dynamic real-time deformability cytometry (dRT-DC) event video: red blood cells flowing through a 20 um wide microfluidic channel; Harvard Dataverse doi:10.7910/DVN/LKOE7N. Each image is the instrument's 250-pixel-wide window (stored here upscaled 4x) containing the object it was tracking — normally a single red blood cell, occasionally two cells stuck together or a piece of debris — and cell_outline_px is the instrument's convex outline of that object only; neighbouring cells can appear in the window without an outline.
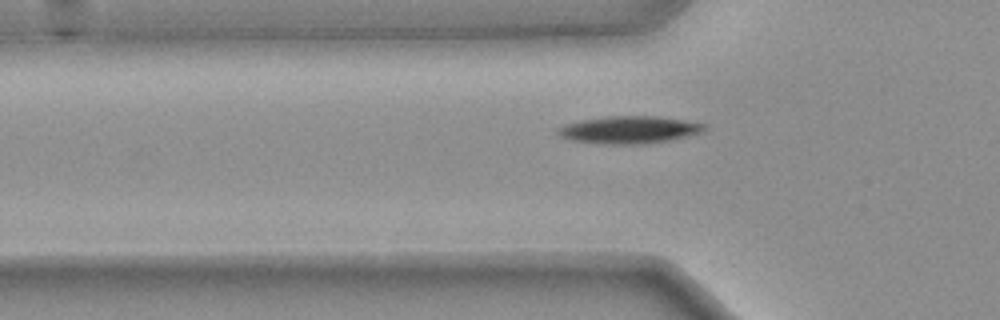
{"species": "common noctule bat (a hibernating species)", "species_latin": "Nyctalus noctula", "temperature_condition": "warm", "stored_images_in_passage": 34, "camera_frame_rate_fps": 3000, "um_per_image_px": 0.085, "animal": {"sex": "female", "body_mass_g": 25.1}, "frame": {"image": 1, "passage_image": 3, "time_ms": 0.667, "image_size_px": [1000, 320], "cell_outline_px": [[708, 128], [700, 132], [688, 136], [668, 140], [640, 144], [604, 144], [572, 140], [560, 136], [556, 132], [556, 128], [564, 124], [580, 120], [604, 116], [656, 116], [684, 120], [708, 124]], "centroid_in_image_um": [53.46, 11.02], "position_along_channel_um": 72.3, "area_um2": 23.47}}
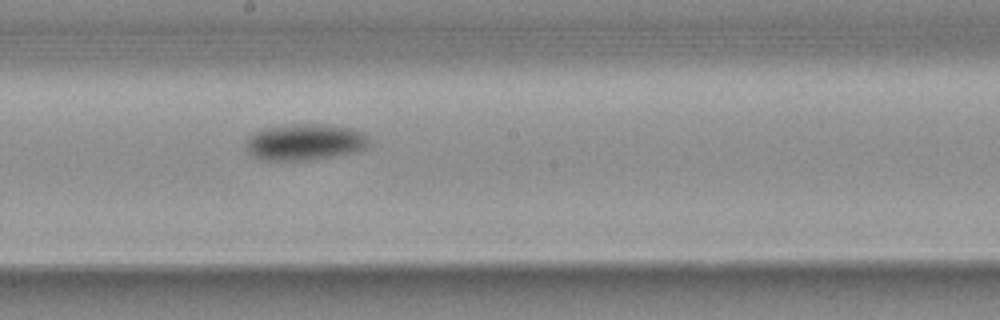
{"frame": {"image": 2, "passage_image": 15, "time_ms": 4.667, "image_size_px": [1000, 320], "cell_outline_px": [[372, 144], [368, 148], [356, 152], [308, 160], [264, 160], [252, 156], [248, 152], [248, 136], [264, 128], [292, 124], [332, 124], [352, 128], [364, 132], [368, 136]], "centroid_in_image_um": [26.01, 12.06], "position_along_channel_um": 222.2, "area_um2": 26.36}}
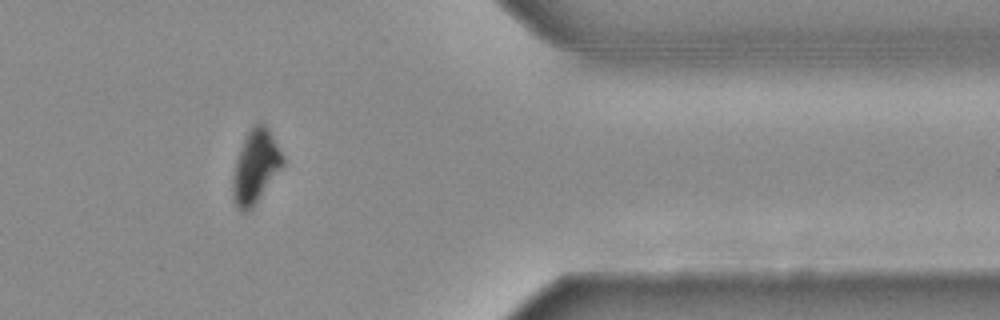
{"frame": {"image": 3, "passage_image": 30, "time_ms": 9.667, "image_size_px": [1000, 320], "cell_outline_px": [[284, 164], [256, 204], [248, 212], [240, 212], [236, 208], [232, 196], [232, 180], [236, 160], [240, 148], [252, 124], [260, 120], [268, 128], [284, 156]], "centroid_in_image_um": [21.71, 14.18], "position_along_channel_um": 389.7, "area_um2": 21.62}, "authors_computed_cell_mechanics": {"area_um2": 24.1893, "velocity_mm_per_s": 3.7477, "shape_relaxation_time_tau1_ms": 2.813, "shape_relaxation_time_tau2_ms": null, "deformation_change_tau1": 0.1669, "deformation_change_tau2": null}}